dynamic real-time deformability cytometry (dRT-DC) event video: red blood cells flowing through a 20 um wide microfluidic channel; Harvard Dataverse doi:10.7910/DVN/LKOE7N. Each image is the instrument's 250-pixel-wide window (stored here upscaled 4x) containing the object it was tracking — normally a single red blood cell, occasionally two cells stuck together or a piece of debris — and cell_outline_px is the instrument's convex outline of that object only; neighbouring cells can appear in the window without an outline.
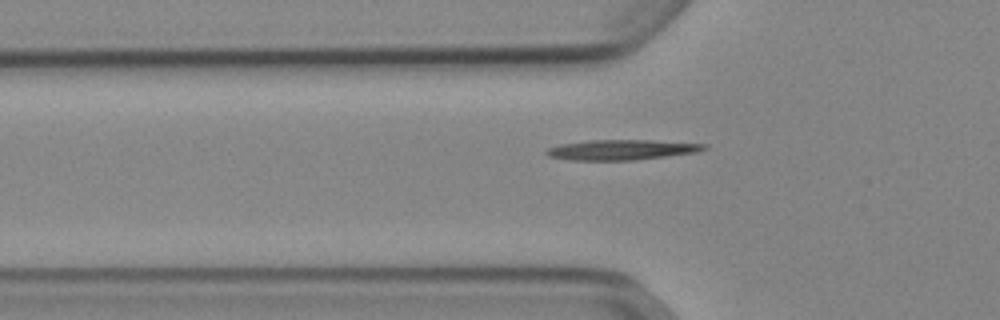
{"species": "Egyptian fruit bat (a non-hibernating species)", "species_latin": "Rousettus aegyptiacus", "temperature_condition": "cold", "stored_images_in_passage": 7, "camera_frame_rate_fps": 3000, "um_per_image_px": 0.085, "animal": {"sex": "female"}, "frame": {"image": 1, "passage_image": 4, "time_ms": 1.0, "image_size_px": [1000, 320], "cell_outline_px": [[708, 148], [696, 152], [636, 160], [568, 160], [548, 156], [544, 152], [548, 148], [560, 144], [588, 140], [652, 140], [708, 144]], "centroid_in_image_um": [52.82, 12.73], "position_along_channel_um": 73.0, "area_um2": 18.61}}